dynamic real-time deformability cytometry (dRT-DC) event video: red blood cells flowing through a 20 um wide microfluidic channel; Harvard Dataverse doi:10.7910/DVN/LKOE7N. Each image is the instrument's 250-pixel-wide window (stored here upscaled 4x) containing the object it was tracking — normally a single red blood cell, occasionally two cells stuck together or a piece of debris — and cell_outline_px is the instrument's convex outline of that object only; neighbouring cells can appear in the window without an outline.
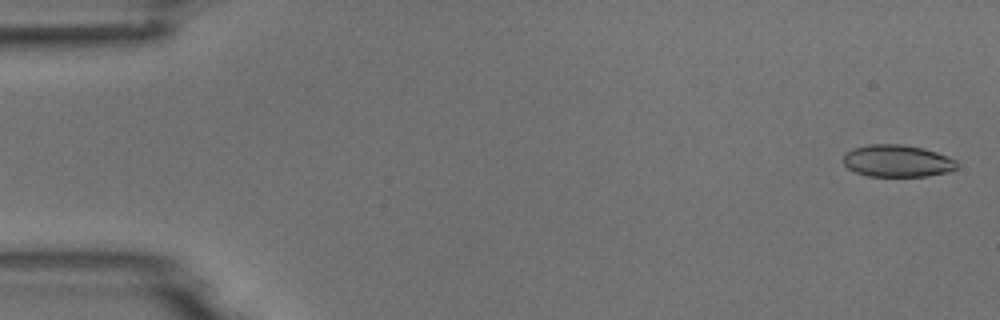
{"species": "common noctule bat (a hibernating species)", "species_latin": "Nyctalus noctula", "temperature_condition": "room temperature", "stored_images_in_passage": 6, "camera_frame_rate_fps": 3000, "um_per_image_px": 0.085, "animal": {"sex": "male", "body_mass_g": 18.8}, "frame": {"image": 1, "passage_image": 1, "time_ms": 0.0, "image_size_px": [1000, 320], "cell_outline_px": [[956, 168], [948, 172], [928, 176], [868, 176], [856, 172], [848, 168], [844, 164], [844, 152], [852, 148], [868, 144], [900, 144], [924, 148], [948, 156], [956, 160]], "centroid_in_image_um": [76.25, 13.67], "position_along_channel_um": 8.8, "area_um2": 21.33}}
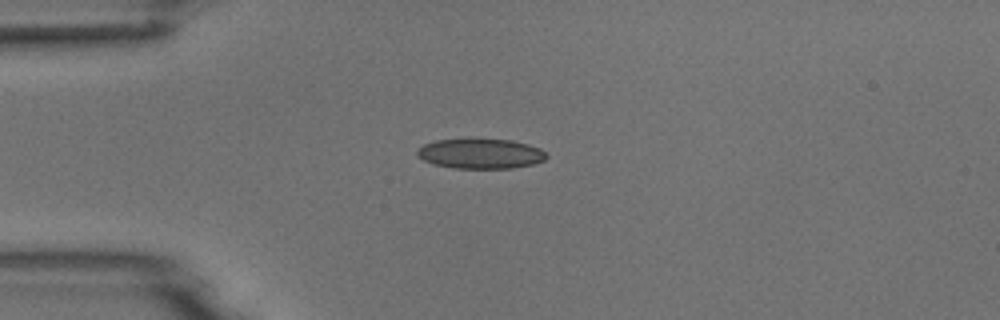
{"frame": {"image": 2, "passage_image": 4, "time_ms": 4.0, "image_size_px": [1000, 320], "cell_outline_px": [[548, 156], [544, 160], [532, 164], [512, 168], [452, 168], [432, 164], [416, 156], [416, 152], [424, 144], [436, 140], [512, 140], [528, 144], [540, 148]], "centroid_in_image_um": [40.84, 13.08], "position_along_channel_um": 44.2, "area_um2": 22.31}}
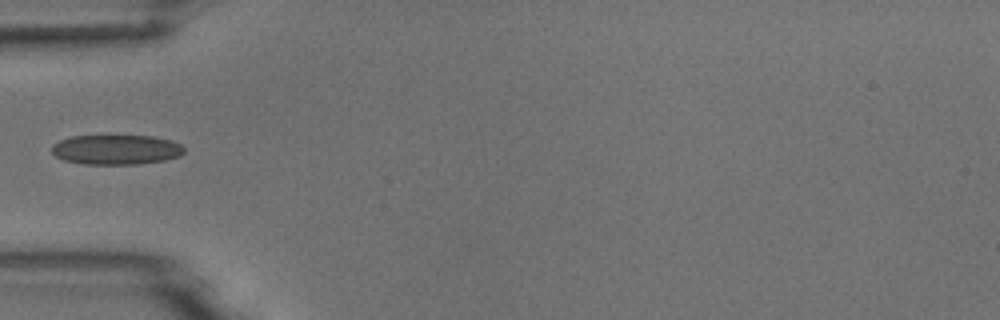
{"frame": {"image": 3, "passage_image": 5, "time_ms": 5.333, "image_size_px": [1000, 320], "cell_outline_px": [[184, 152], [180, 156], [164, 160], [140, 164], [84, 164], [64, 160], [56, 156], [52, 152], [52, 144], [60, 140], [72, 136], [152, 136], [168, 140], [180, 144], [184, 148]], "centroid_in_image_um": [9.86, 12.72], "position_along_channel_um": 75.1, "area_um2": 22.89}}